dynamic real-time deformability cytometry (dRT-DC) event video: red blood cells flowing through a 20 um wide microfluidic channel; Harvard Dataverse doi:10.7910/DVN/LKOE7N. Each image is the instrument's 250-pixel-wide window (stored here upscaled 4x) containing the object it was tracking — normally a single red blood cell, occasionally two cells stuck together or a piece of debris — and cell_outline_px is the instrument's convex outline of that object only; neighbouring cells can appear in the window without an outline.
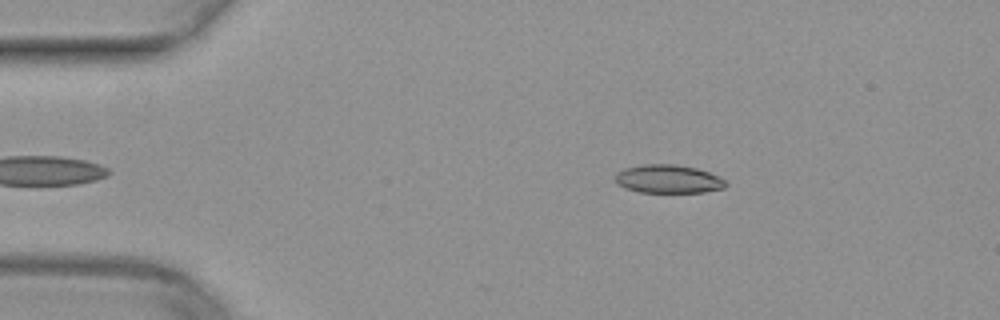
{"species": "common noctule bat (a hibernating species)", "species_latin": "Nyctalus noctula", "temperature_condition": "warm", "stored_images_in_passage": 36, "camera_frame_rate_fps": 3000, "um_per_image_px": 0.085, "animal": {"sex": "female", "body_mass_g": 29.2, "forearm_length_mm": 56.3}, "frame": {"image": 1, "passage_image": 2, "time_ms": 0.333, "image_size_px": [1000, 320], "cell_outline_px": [[728, 184], [724, 188], [704, 192], [640, 192], [624, 188], [616, 184], [616, 172], [624, 168], [644, 164], [676, 164], [696, 168], [720, 176]], "centroid_in_image_um": [56.79, 15.21], "position_along_channel_um": 28.2, "area_um2": 18.38}}
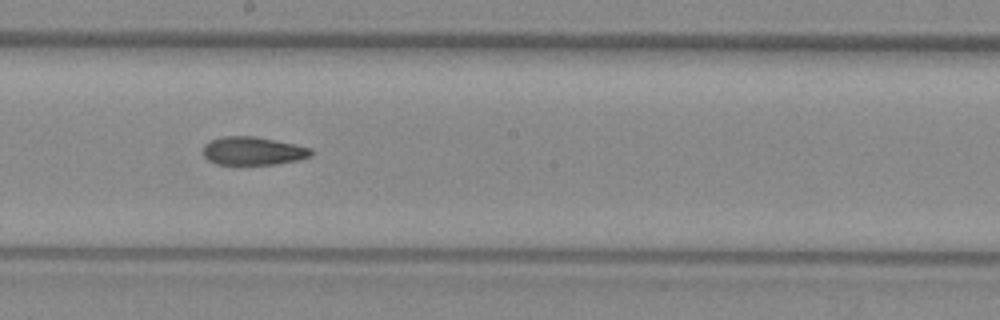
{"frame": {"image": 2, "passage_image": 21, "time_ms": 6.667, "image_size_px": [1000, 320], "cell_outline_px": [[312, 156], [300, 160], [276, 164], [216, 164], [208, 160], [200, 152], [204, 144], [208, 140], [220, 136], [256, 136], [296, 144], [312, 148]], "centroid_in_image_um": [21.48, 12.82], "position_along_channel_um": 226.7, "area_um2": 18.21}}
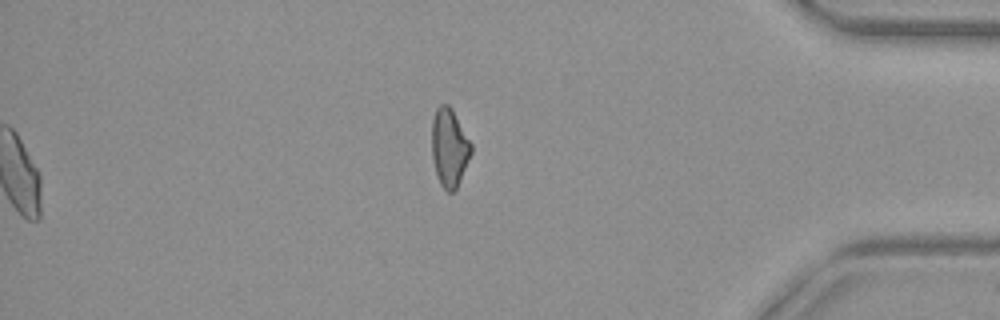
{"frame": {"image": 3, "passage_image": 36, "time_ms": 11.667, "image_size_px": [1000, 320], "cell_outline_px": [[472, 152], [460, 180], [456, 188], [452, 192], [448, 192], [440, 184], [436, 176], [432, 156], [432, 120], [436, 108], [440, 104], [448, 104], [452, 108], [472, 144]], "centroid_in_image_um": [38.19, 12.53], "position_along_channel_um": 397.0, "area_um2": 17.98}}